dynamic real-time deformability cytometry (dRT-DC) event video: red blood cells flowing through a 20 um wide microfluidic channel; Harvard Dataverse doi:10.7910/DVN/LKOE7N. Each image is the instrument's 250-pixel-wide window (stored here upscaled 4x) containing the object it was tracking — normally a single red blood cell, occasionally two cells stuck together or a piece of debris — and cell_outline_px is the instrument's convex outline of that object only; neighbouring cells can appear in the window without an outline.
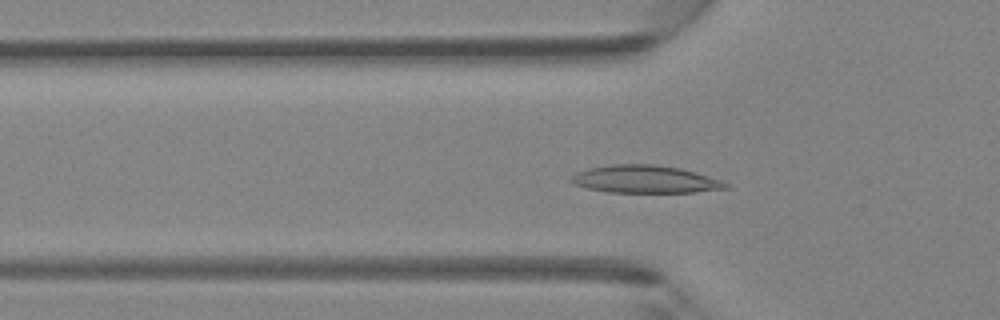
{"species": "Egyptian fruit bat (a non-hibernating species)", "species_latin": "Rousettus aegyptiacus", "temperature_condition": "room temperature", "stored_images_in_passage": 47, "camera_frame_rate_fps": 3000, "um_per_image_px": 0.085, "animal": {"sex": "female"}, "frame": {"image": 1, "passage_image": 15, "time_ms": 4.667, "image_size_px": [1000, 320], "cell_outline_px": [[728, 188], [696, 192], [608, 192], [588, 188], [572, 184], [568, 180], [576, 172], [588, 168], [612, 164], [652, 164], [680, 168], [696, 172], [724, 180], [728, 184]], "centroid_in_image_um": [54.83, 15.23], "position_along_channel_um": 71.0, "area_um2": 25.03}}
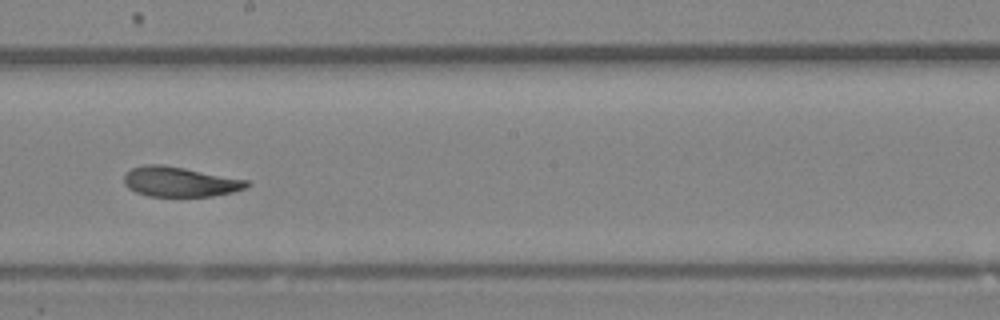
{"frame": {"image": 2, "passage_image": 26, "time_ms": 8.333, "image_size_px": [1000, 320], "cell_outline_px": [[252, 184], [248, 188], [232, 192], [212, 196], [148, 196], [136, 192], [128, 188], [124, 184], [124, 176], [132, 168], [144, 164], [160, 164], [184, 168], [248, 180]], "centroid_in_image_um": [15.31, 15.45], "position_along_channel_um": 232.9, "area_um2": 21.39}}
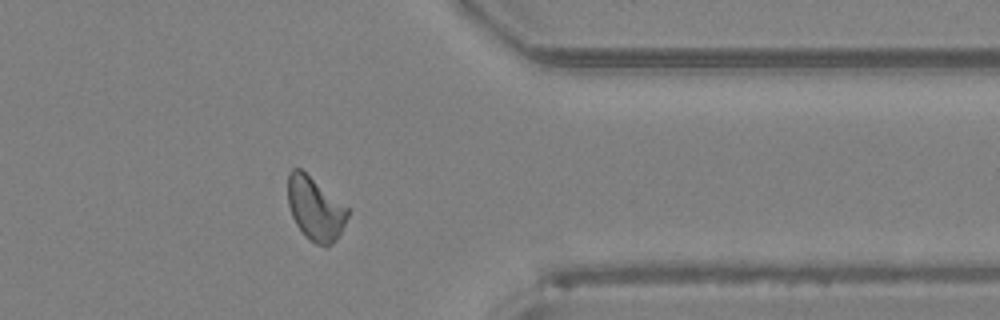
{"frame": {"image": 3, "passage_image": 37, "time_ms": 12.0, "image_size_px": [1000, 320], "cell_outline_px": [[348, 216], [336, 240], [332, 244], [316, 244], [308, 240], [304, 236], [296, 224], [292, 216], [288, 204], [288, 172], [292, 168], [300, 168], [348, 208]], "centroid_in_image_um": [26.76, 17.74], "position_along_channel_um": 384.6, "area_um2": 21.73}}